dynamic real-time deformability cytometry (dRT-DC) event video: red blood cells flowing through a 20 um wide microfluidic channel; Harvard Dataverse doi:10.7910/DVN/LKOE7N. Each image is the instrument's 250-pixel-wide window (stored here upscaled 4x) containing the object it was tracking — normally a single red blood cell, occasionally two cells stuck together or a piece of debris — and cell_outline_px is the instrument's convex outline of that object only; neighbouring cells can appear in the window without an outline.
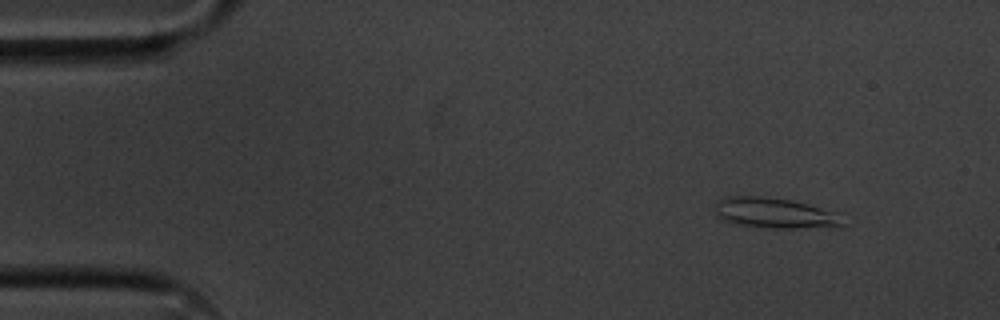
{"species": "common noctule bat (a hibernating species)", "species_latin": "Nyctalus noctula", "temperature_condition": "cold", "stored_images_in_passage": 4, "camera_frame_rate_fps": 3000, "um_per_image_px": 0.085, "animal": {"sex": "male", "body_mass_g": 20.1, "forearm_length_mm": 53.5}, "frame": {"image": 1, "passage_image": 2, "time_ms": 0.333, "image_size_px": [1000, 320], "cell_outline_px": [[844, 224], [788, 228], [772, 228], [740, 224], [724, 220], [716, 216], [716, 204], [720, 200], [728, 196], [760, 196], [792, 200], [808, 204], [832, 212]], "centroid_in_image_um": [65.71, 18.08], "position_along_channel_um": 19.3, "area_um2": 21.62}}